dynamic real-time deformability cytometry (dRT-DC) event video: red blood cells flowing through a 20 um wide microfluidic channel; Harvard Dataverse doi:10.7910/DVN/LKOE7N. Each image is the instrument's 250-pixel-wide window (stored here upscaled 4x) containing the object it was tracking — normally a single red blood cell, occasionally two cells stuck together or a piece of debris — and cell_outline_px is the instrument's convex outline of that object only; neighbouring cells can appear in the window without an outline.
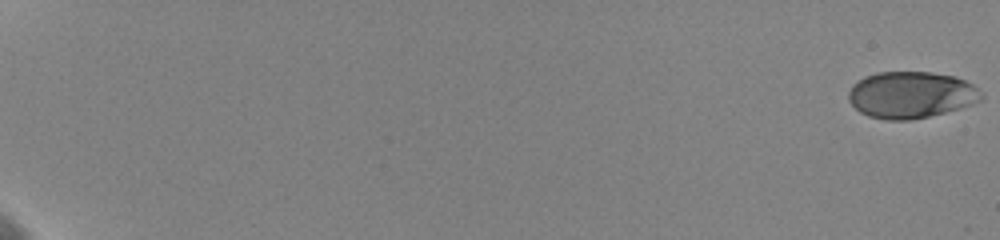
{"species": "human", "species_latin": "Homo sapiens", "temperature_condition": "cold", "stored_images_in_passage": 55, "camera_frame_rate_fps": 3000, "um_per_image_px": 0.085, "donor": {"sex": "female"}, "frame": {"image": 1, "passage_image": 1, "time_ms": 0.0, "image_size_px": [1000, 240], "cell_outline_px": [[984, 96], [980, 100], [972, 104], [960, 108], [928, 116], [908, 120], [888, 120], [868, 116], [860, 112], [848, 100], [848, 92], [852, 84], [864, 76], [876, 72], [932, 72], [956, 76], [972, 84]], "centroid_in_image_um": [77.41, 8.05], "position_along_channel_um": 7.6, "area_um2": 36.13}}
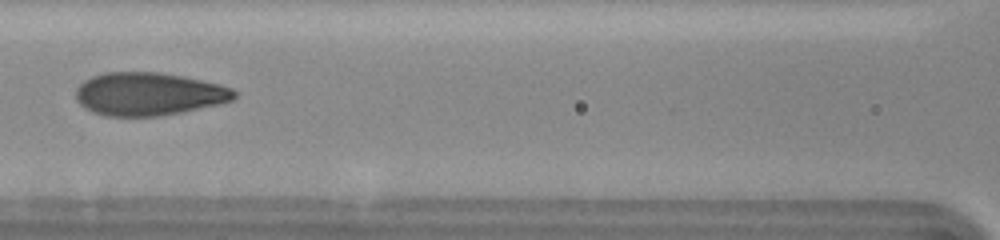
{"frame": {"image": 2, "passage_image": 37, "time_ms": 10.333, "image_size_px": [1000, 240], "cell_outline_px": [[236, 96], [232, 100], [220, 104], [184, 112], [160, 116], [104, 116], [92, 112], [84, 108], [76, 100], [76, 88], [84, 80], [92, 76], [104, 72], [160, 72], [220, 84], [232, 88], [236, 92]], "centroid_in_image_um": [12.62, 8.0], "position_along_channel_um": 154.0, "area_um2": 39.94}}
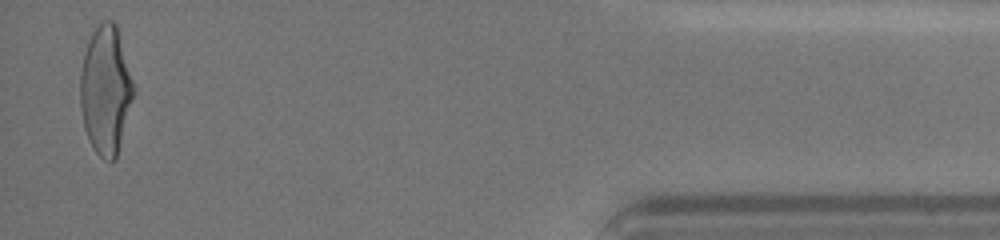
{"frame": {"image": 3, "passage_image": 55, "time_ms": 19.333, "image_size_px": [1000, 240], "cell_outline_px": [[132, 96], [116, 160], [104, 160], [96, 152], [88, 140], [84, 128], [80, 108], [80, 72], [84, 52], [88, 40], [92, 32], [100, 20], [112, 20], [116, 24], [132, 80]], "centroid_in_image_um": [8.93, 7.64], "position_along_channel_um": 426.3, "area_um2": 39.36}, "authors_computed_cell_mechanics": {"area_um2": 36.703, "velocity_mm_per_s": 3.6351, "shape_relaxation_time_tau1_ms": 3.7108, "shape_relaxation_time_tau2_ms": 0.7113, "deformation_change_tau1": 0.1657, "deformation_change_tau2": 0.0557}}